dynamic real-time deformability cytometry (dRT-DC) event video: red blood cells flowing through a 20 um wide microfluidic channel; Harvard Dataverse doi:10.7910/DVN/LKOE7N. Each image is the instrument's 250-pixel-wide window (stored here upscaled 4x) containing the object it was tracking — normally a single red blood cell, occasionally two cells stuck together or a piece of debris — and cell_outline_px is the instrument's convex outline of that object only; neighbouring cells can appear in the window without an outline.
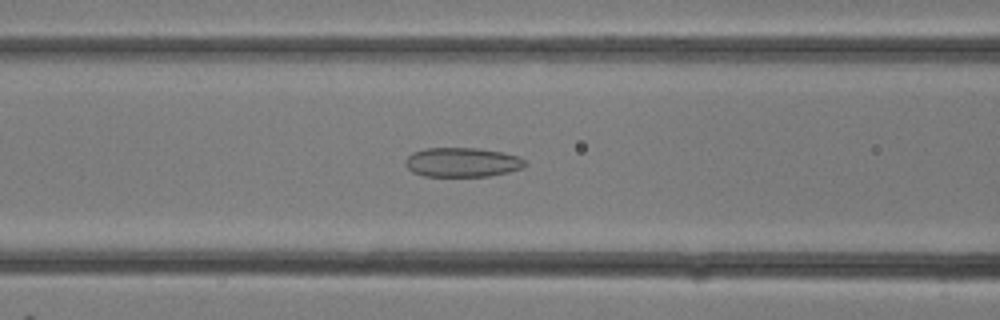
{"species": "common noctule bat (a hibernating species)", "species_latin": "Nyctalus noctula", "temperature_condition": "room temperature", "stored_images_in_passage": 16, "camera_frame_rate_fps": 3000, "um_per_image_px": 0.085, "animal": {"sex": "female"}, "frame": {"image": 1, "passage_image": 10, "time_ms": 3.0, "image_size_px": [1000, 320], "cell_outline_px": [[528, 164], [520, 168], [508, 172], [488, 176], [424, 176], [412, 172], [404, 164], [404, 160], [412, 152], [424, 148], [476, 148], [500, 152], [520, 156]], "centroid_in_image_um": [39.25, 13.79], "position_along_channel_um": 127.3, "area_um2": 20.52}}
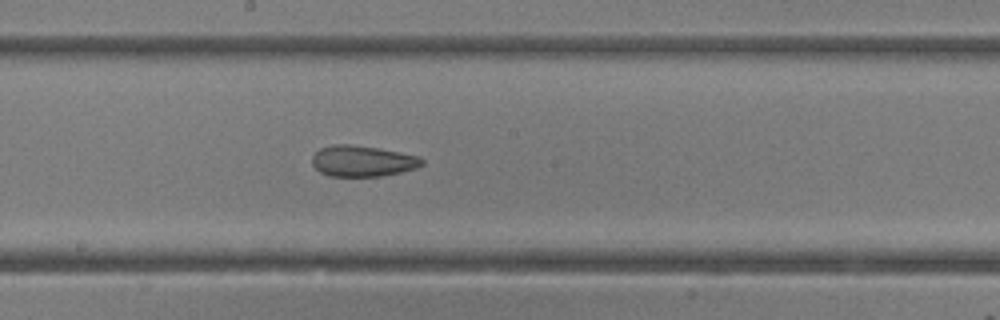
{"frame": {"image": 2, "passage_image": 14, "time_ms": 4.333, "image_size_px": [1000, 320], "cell_outline_px": [[424, 164], [416, 168], [400, 172], [380, 176], [328, 176], [320, 172], [312, 164], [312, 156], [320, 148], [332, 144], [348, 144], [380, 148], [420, 156], [424, 160]], "centroid_in_image_um": [30.82, 13.68], "position_along_channel_um": 217.4, "area_um2": 19.94}}
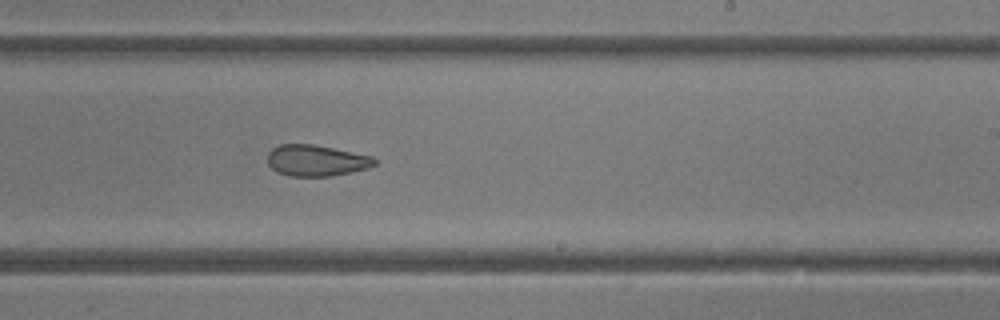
{"frame": {"image": 3, "passage_image": 16, "time_ms": 5.0, "image_size_px": [1000, 320], "cell_outline_px": [[376, 164], [368, 168], [352, 172], [332, 176], [288, 176], [276, 172], [268, 164], [268, 152], [272, 148], [280, 144], [312, 144], [372, 156], [376, 160]], "centroid_in_image_um": [26.86, 13.65], "position_along_channel_um": 262.1, "area_um2": 19.48}}